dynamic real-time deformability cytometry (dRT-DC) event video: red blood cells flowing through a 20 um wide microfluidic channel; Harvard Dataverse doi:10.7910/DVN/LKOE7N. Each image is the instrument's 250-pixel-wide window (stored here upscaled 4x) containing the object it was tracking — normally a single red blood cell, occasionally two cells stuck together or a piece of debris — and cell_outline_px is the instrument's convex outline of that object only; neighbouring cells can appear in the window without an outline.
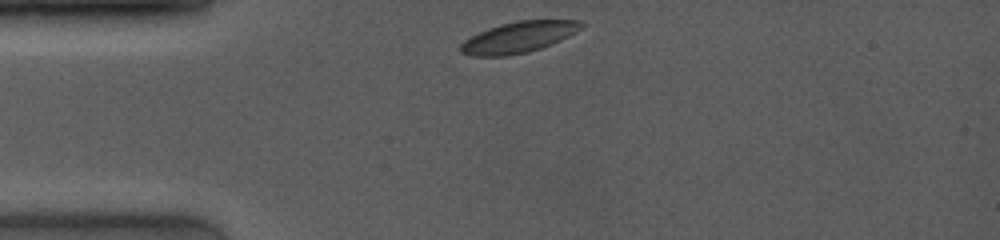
{"species": "common noctule bat (a hibernating species)", "species_latin": "Nyctalus noctula", "temperature_condition": "room temperature", "stored_images_in_passage": 23, "camera_frame_rate_fps": 4000, "um_per_image_px": 0.085, "animal": {"sex": "female", "body_mass_g": 19.0, "forearm_length_mm": 53.3}, "frame": {"image": 1, "passage_image": 1, "time_ms": 0.0, "image_size_px": [1000, 240], "cell_outline_px": [[584, 24], [580, 28], [568, 36], [552, 44], [528, 52], [508, 56], [472, 56], [460, 52], [460, 44], [464, 40], [488, 28], [500, 24], [516, 20], [584, 20]], "centroid_in_image_um": [44.07, 3.16], "position_along_channel_um": 40.9, "area_um2": 21.79}}
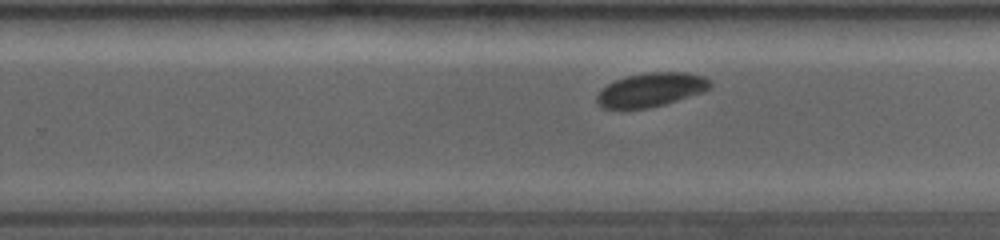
{"frame": {"image": 2, "passage_image": 15, "time_ms": 6.5, "image_size_px": [1000, 240], "cell_outline_px": [[712, 88], [704, 92], [664, 104], [648, 108], [604, 108], [596, 100], [596, 96], [608, 84], [616, 80], [628, 76], [648, 72], [688, 72], [704, 76], [712, 80]], "centroid_in_image_um": [55.43, 7.61], "position_along_channel_um": 274.4, "area_um2": 22.25}}
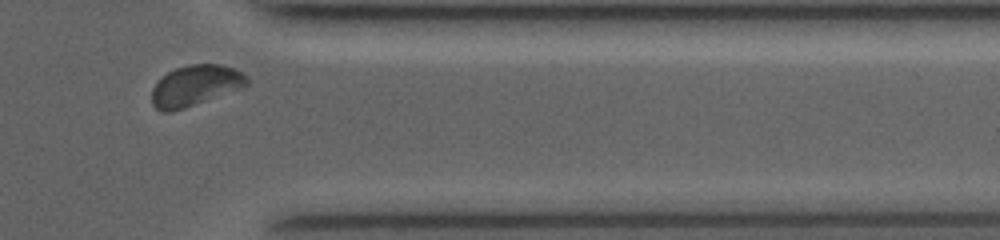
{"frame": {"image": 3, "passage_image": 21, "time_ms": 9.5, "image_size_px": [1000, 240], "cell_outline_px": [[248, 84], [244, 88], [172, 112], [160, 112], [152, 104], [152, 88], [168, 72], [176, 68], [188, 64], [220, 64], [232, 68], [240, 72], [248, 80]], "centroid_in_image_um": [16.59, 7.29], "position_along_channel_um": 394.8, "area_um2": 22.48}, "authors_computed_cell_mechanics": {"area_um2": 22.5998, "velocity_mm_per_s": 4.0005, "shape_relaxation_time_tau1_ms": 0.9937, "shape_relaxation_time_tau2_ms": null, "deformation_change_tau1": 0.0418, "deformation_change_tau2": null}}